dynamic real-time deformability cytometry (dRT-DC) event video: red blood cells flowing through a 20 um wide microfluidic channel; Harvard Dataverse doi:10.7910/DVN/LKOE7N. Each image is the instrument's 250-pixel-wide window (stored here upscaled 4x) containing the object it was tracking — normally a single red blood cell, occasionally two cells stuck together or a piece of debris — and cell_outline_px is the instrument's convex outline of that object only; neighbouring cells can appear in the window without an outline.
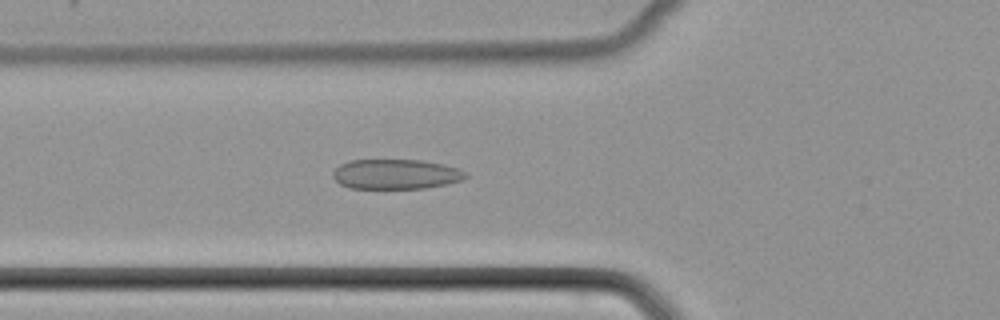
{"species": "common noctule bat (a hibernating species)", "species_latin": "Nyctalus noctula", "temperature_condition": "cold", "stored_images_in_passage": 50, "camera_frame_rate_fps": 3000, "um_per_image_px": 0.085, "animal": {"sex": "female", "body_mass_g": 22.7, "forearm_length_mm": 54.2}, "frame": {"image": 1, "passage_image": 18, "time_ms": 5.667, "image_size_px": [1000, 320], "cell_outline_px": [[468, 176], [464, 180], [448, 184], [424, 188], [348, 188], [340, 184], [332, 176], [332, 172], [340, 164], [348, 160], [420, 160], [444, 164], [468, 172]], "centroid_in_image_um": [33.66, 14.8], "position_along_channel_um": 92.1, "area_um2": 23.29}}
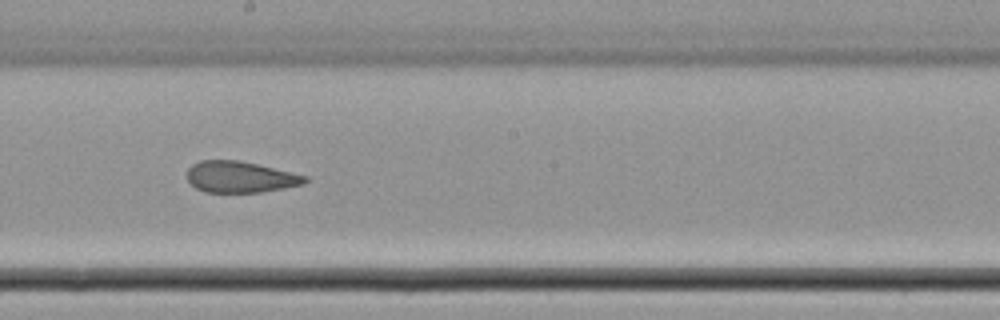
{"frame": {"image": 2, "passage_image": 28, "time_ms": 9.0, "image_size_px": [1000, 320], "cell_outline_px": [[308, 180], [304, 184], [284, 188], [260, 192], [208, 192], [196, 188], [188, 180], [188, 168], [192, 164], [200, 160], [240, 160], [308, 176]], "centroid_in_image_um": [20.43, 15.03], "position_along_channel_um": 227.8, "area_um2": 21.39}}
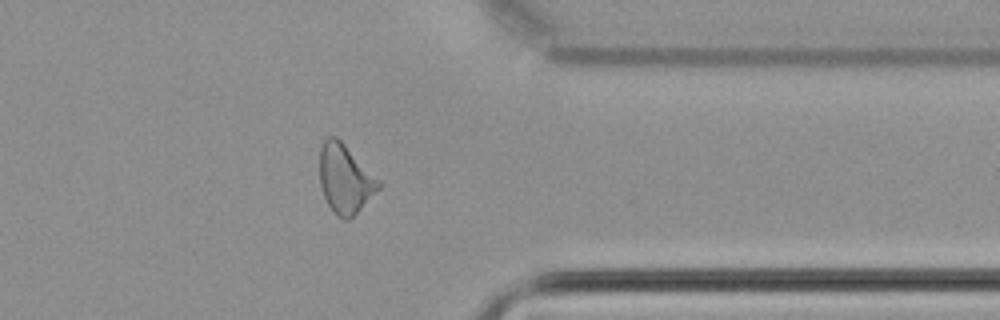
{"frame": {"image": 3, "passage_image": 40, "time_ms": 13.0, "image_size_px": [1000, 320], "cell_outline_px": [[380, 188], [348, 220], [344, 220], [336, 216], [332, 212], [324, 196], [320, 184], [320, 148], [324, 140], [328, 136], [336, 136], [380, 180]], "centroid_in_image_um": [29.31, 15.21], "position_along_channel_um": 382.1, "area_um2": 23.35}}